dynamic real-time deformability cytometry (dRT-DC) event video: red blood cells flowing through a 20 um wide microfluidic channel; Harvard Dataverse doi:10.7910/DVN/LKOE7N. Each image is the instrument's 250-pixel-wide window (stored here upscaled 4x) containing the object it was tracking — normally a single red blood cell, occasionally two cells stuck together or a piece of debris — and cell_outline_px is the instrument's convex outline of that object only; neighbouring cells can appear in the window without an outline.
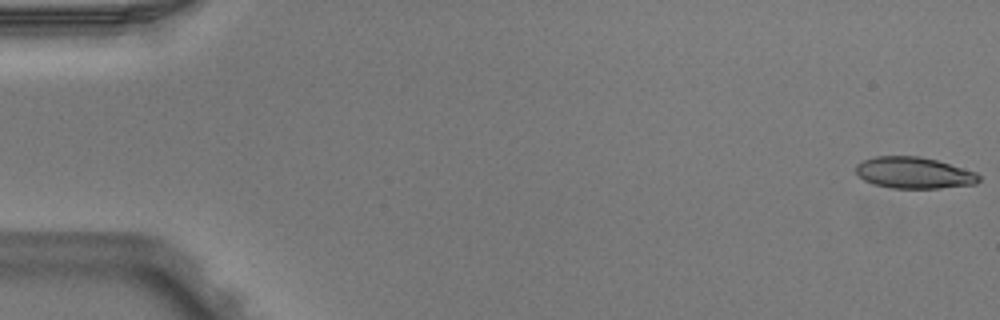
{"species": "Egyptian fruit bat (a non-hibernating species)", "species_latin": "Rousettus aegyptiacus", "temperature_condition": "warm", "stored_images_in_passage": 4, "camera_frame_rate_fps": 3000, "um_per_image_px": 0.085, "animal": {"sex": "male"}, "frame": {"image": 1, "passage_image": 1, "time_ms": 0.0, "image_size_px": [1000, 320], "cell_outline_px": [[980, 180], [976, 184], [940, 188], [892, 188], [872, 184], [864, 180], [856, 172], [856, 164], [864, 160], [876, 156], [920, 156], [936, 160], [976, 172], [980, 176]], "centroid_in_image_um": [77.68, 14.69], "position_along_channel_um": 7.3, "area_um2": 22.48}}
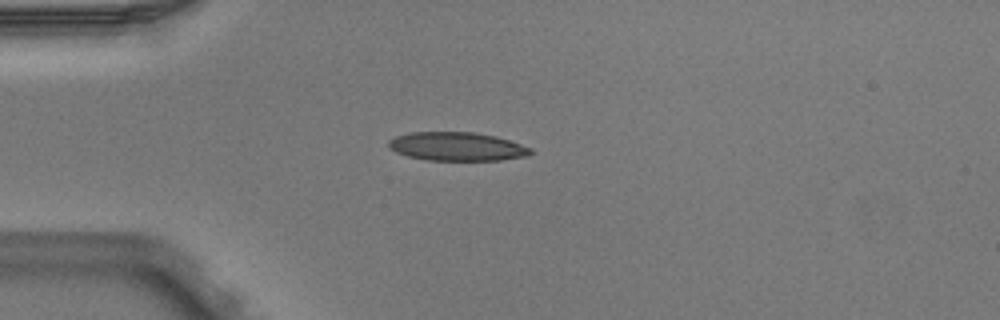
{"frame": {"image": 2, "passage_image": 4, "time_ms": 1.0, "image_size_px": [1000, 320], "cell_outline_px": [[532, 152], [528, 156], [500, 160], [428, 160], [408, 156], [396, 152], [388, 148], [388, 140], [396, 136], [408, 132], [476, 132], [496, 136], [532, 148]], "centroid_in_image_um": [38.82, 12.45], "position_along_channel_um": 46.2, "area_um2": 23.76}}